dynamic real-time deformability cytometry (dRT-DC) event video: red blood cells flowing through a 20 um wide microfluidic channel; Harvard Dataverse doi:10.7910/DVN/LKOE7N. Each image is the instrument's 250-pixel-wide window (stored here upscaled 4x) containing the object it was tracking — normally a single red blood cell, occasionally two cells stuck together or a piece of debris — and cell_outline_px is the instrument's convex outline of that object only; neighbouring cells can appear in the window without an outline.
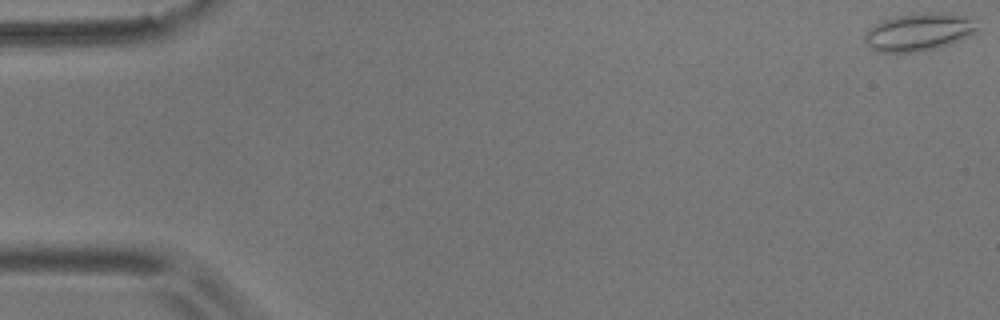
{"species": "common noctule bat (a hibernating species)", "species_latin": "Nyctalus noctula", "temperature_condition": "room temperature", "stored_images_in_passage": 18, "camera_frame_rate_fps": 3000, "um_per_image_px": 0.085, "animal": {"sex": "male", "body_mass_g": 17.9}, "frame": {"image": 1, "passage_image": 1, "time_ms": 0.0, "image_size_px": [1000, 320], "cell_outline_px": [[980, 28], [948, 44], [916, 52], [876, 52], [864, 40], [864, 32], [868, 28], [880, 20], [892, 16], [912, 12], [940, 12], [964, 16], [972, 20]], "centroid_in_image_um": [77.99, 2.68], "position_along_channel_um": 7.0, "area_um2": 24.62}}